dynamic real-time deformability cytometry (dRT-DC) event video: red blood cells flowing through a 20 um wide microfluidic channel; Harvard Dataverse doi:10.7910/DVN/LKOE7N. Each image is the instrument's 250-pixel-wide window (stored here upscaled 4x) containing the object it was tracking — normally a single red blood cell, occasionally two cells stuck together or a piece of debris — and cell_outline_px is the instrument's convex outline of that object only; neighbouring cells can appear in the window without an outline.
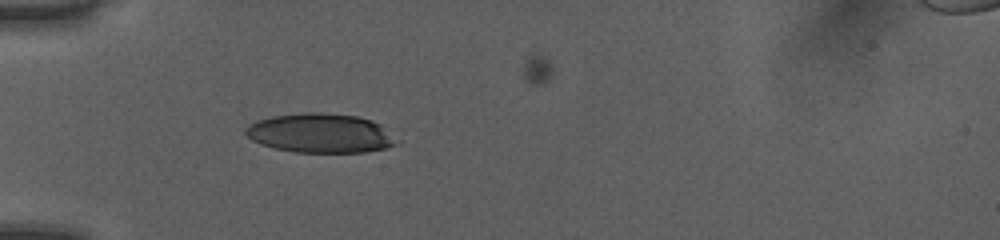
{"species": "human", "species_latin": "Homo sapiens", "temperature_condition": "room temperature", "stored_images_in_passage": 36, "camera_frame_rate_fps": 3000, "um_per_image_px": 0.085, "donor": {"sex": "female"}, "frame": {"image": 1, "passage_image": 1, "time_ms": 0.0, "image_size_px": [1000, 240], "cell_outline_px": [[396, 144], [384, 148], [364, 152], [296, 152], [276, 148], [260, 144], [252, 140], [244, 132], [244, 128], [248, 124], [256, 120], [272, 116], [304, 112], [320, 112], [356, 116], [372, 120], [380, 124]], "centroid_in_image_um": [27.13, 11.31], "position_along_channel_um": 57.9, "area_um2": 34.16}}
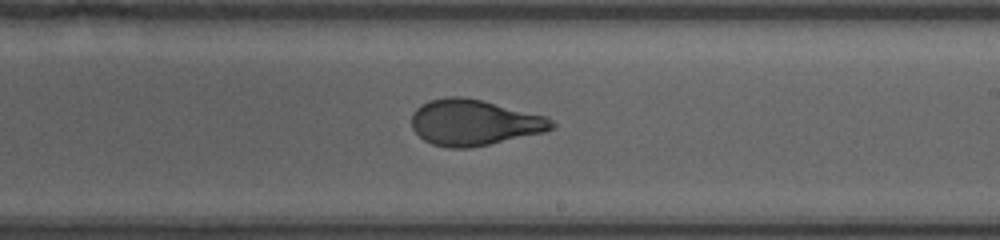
{"frame": {"image": 2, "passage_image": 16, "time_ms": 5.0, "image_size_px": [1000, 240], "cell_outline_px": [[556, 128], [544, 132], [488, 144], [468, 148], [448, 148], [432, 144], [424, 140], [412, 128], [412, 112], [420, 104], [432, 100], [448, 96], [460, 96], [480, 100], [544, 116], [552, 120], [556, 124]], "centroid_in_image_um": [40.27, 10.42], "position_along_channel_um": 248.7, "area_um2": 37.11}}
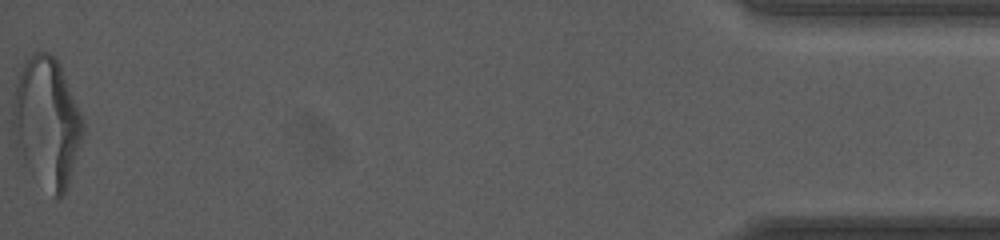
{"frame": {"image": 3, "passage_image": 36, "time_ms": 11.667, "image_size_px": [1000, 240], "cell_outline_px": [[84, 132], [64, 192], [60, 200], [56, 200], [20, 164], [12, 132], [12, 104], [16, 84], [24, 60], [32, 52], [48, 52], [56, 56], [60, 64], [84, 120]], "centroid_in_image_um": [3.93, 10.41], "position_along_channel_um": 431.3, "area_um2": 53.81}, "authors_computed_cell_mechanics": {"area_um2": 37.5411, "velocity_mm_per_s": 4.0457, "shape_relaxation_time_tau1_ms": 5.1107, "shape_relaxation_time_tau2_ms": 0.7494, "deformation_change_tau1": 0.212, "deformation_change_tau2": 0.0698}}